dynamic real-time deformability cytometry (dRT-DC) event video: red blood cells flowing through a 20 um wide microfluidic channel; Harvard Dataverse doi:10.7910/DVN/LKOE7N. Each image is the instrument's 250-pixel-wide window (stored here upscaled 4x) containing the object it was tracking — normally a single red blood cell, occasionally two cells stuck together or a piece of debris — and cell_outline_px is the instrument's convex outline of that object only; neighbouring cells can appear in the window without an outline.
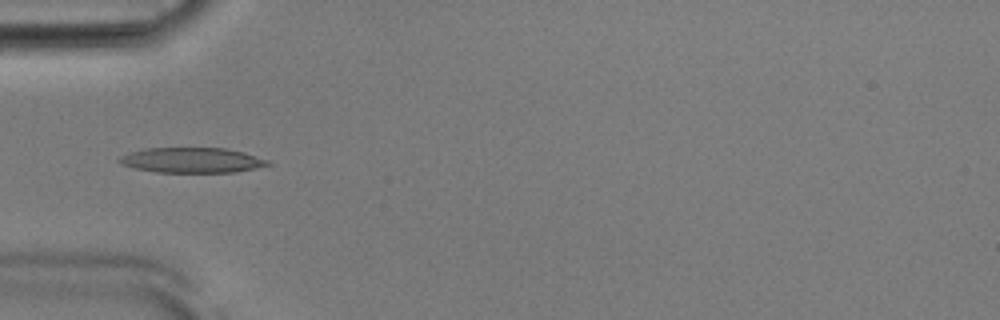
{"species": "Egyptian fruit bat (a non-hibernating species)", "species_latin": "Rousettus aegyptiacus", "temperature_condition": "room temperature", "stored_images_in_passage": 53, "camera_frame_rate_fps": 3000, "um_per_image_px": 0.085, "animal": {"sex": "male"}, "frame": {"image": 1, "passage_image": 17, "time_ms": 5.333, "image_size_px": [1000, 320], "cell_outline_px": [[272, 164], [256, 168], [236, 172], [156, 172], [136, 168], [120, 164], [116, 160], [120, 156], [128, 152], [144, 148], [224, 148], [244, 152], [268, 160]], "centroid_in_image_um": [16.28, 13.61], "position_along_channel_um": 68.7, "area_um2": 21.85}}
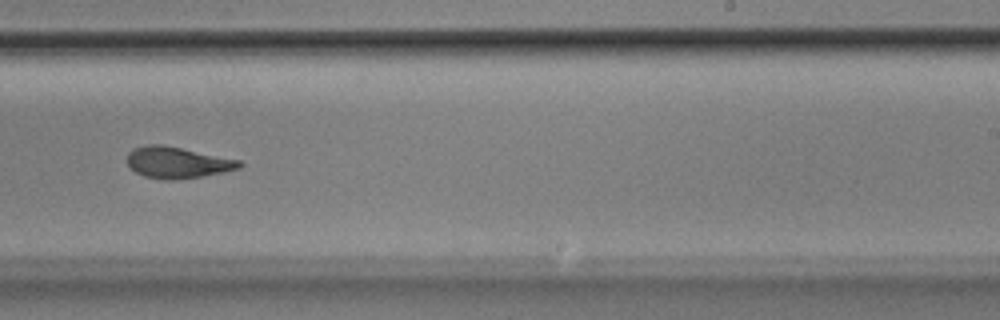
{"frame": {"image": 2, "passage_image": 33, "time_ms": 10.667, "image_size_px": [1000, 320], "cell_outline_px": [[244, 164], [240, 168], [224, 172], [200, 176], [172, 180], [164, 180], [144, 176], [136, 172], [128, 164], [128, 152], [132, 148], [144, 144], [164, 144], [240, 160]], "centroid_in_image_um": [15.07, 13.79], "position_along_channel_um": 273.9, "area_um2": 20.58}}
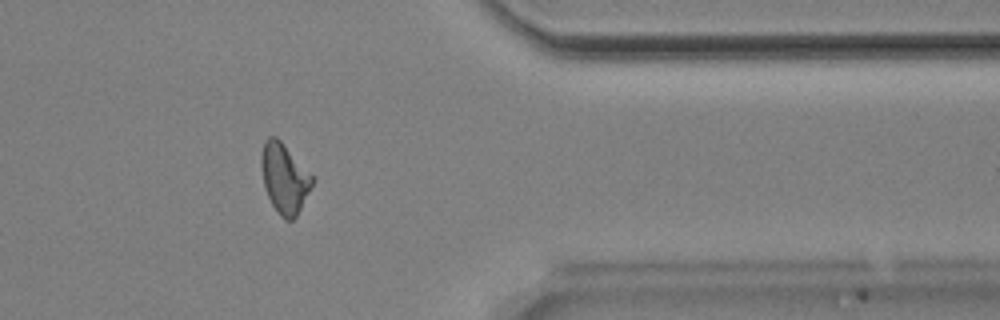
{"frame": {"image": 3, "passage_image": 43, "time_ms": 14.0, "image_size_px": [1000, 320], "cell_outline_px": [[316, 180], [296, 216], [292, 220], [284, 220], [280, 216], [272, 204], [264, 188], [260, 168], [260, 156], [264, 140], [268, 136], [276, 136], [316, 176]], "centroid_in_image_um": [24.19, 15.12], "position_along_channel_um": 387.2, "area_um2": 21.33}, "authors_computed_cell_mechanics": {"area_um2": 21.2126, "velocity_mm_per_s": 3.8472, "shape_relaxation_time_tau1_ms": 5.5493, "shape_relaxation_time_tau2_ms": 2.0486, "deformation_change_tau1": 0.1743, "deformation_change_tau2": 0.0912}}